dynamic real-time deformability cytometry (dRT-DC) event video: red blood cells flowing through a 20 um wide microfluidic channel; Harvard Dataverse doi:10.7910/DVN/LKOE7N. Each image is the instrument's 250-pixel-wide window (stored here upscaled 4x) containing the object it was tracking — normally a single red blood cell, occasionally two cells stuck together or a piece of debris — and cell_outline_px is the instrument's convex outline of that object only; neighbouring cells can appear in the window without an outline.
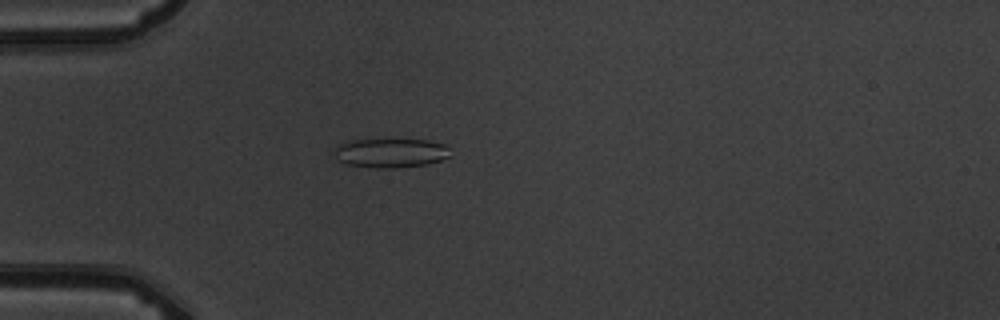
{"species": "common noctule bat (a hibernating species)", "species_latin": "Nyctalus noctula", "temperature_condition": "warm", "stored_images_in_passage": 2, "camera_frame_rate_fps": 3000, "um_per_image_px": 0.085, "animal": {"sex": "male", "body_mass_g": 19.5, "forearm_length_mm": 54.6}, "frame": {"image": 1, "passage_image": 2, "time_ms": 1.0, "image_size_px": [1000, 320], "cell_outline_px": [[452, 156], [428, 164], [396, 168], [376, 168], [344, 164], [336, 160], [332, 148], [336, 144], [348, 140], [428, 140], [444, 144], [448, 148]], "centroid_in_image_um": [33.14, 13.01], "position_along_channel_um": 51.9, "area_um2": 20.11}}